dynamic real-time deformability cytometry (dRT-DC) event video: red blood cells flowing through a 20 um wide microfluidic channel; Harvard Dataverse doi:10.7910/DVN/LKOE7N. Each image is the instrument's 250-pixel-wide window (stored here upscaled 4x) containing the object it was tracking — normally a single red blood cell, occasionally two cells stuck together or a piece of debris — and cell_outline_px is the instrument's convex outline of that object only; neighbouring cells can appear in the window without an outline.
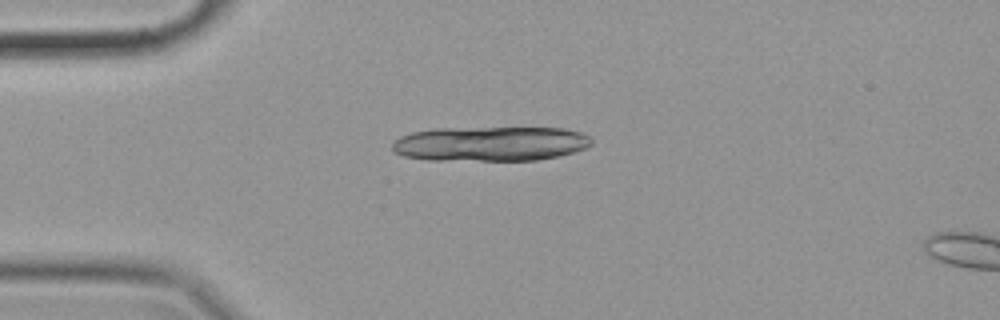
{"species": "common noctule bat (a hibernating species)", "species_latin": "Nyctalus noctula", "temperature_condition": "cold", "stored_images_in_passage": 16, "camera_frame_rate_fps": 3000, "um_per_image_px": 0.085, "animal": {"sex": "female", "body_mass_g": 19.9}, "frame": {"image": 1, "passage_image": 14, "time_ms": 4.333, "image_size_px": [1000, 320], "cell_outline_px": [[576, 148], [568, 152], [552, 156], [524, 160], [488, 160], [412, 156], [400, 152], [408, 136], [420, 132], [496, 128], [548, 128], [572, 132]], "centroid_in_image_um": [41.69, 12.22], "position_along_channel_um": 43.3, "area_um2": 34.16}}